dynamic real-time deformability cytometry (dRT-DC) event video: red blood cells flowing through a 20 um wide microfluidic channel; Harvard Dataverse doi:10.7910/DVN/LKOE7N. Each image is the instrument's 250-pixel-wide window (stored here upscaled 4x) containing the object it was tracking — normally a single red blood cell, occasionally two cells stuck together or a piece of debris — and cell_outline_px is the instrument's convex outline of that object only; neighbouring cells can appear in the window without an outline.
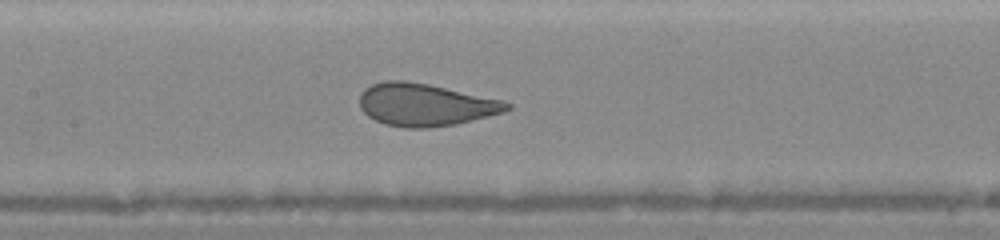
{"species": "human", "species_latin": "Homo sapiens", "temperature_condition": "warm", "stored_images_in_passage": 37, "camera_frame_rate_fps": 3000, "um_per_image_px": 0.085, "donor": {"sex": "female"}, "frame": {"image": 1, "passage_image": 34, "time_ms": 7.333, "image_size_px": [1000, 240], "cell_outline_px": [[512, 108], [504, 112], [456, 124], [424, 128], [404, 128], [384, 124], [368, 116], [360, 108], [360, 96], [364, 88], [372, 84], [384, 80], [404, 80], [428, 84], [504, 100], [512, 104]], "centroid_in_image_um": [36.15, 8.9], "position_along_channel_um": 171.3, "area_um2": 36.53}}
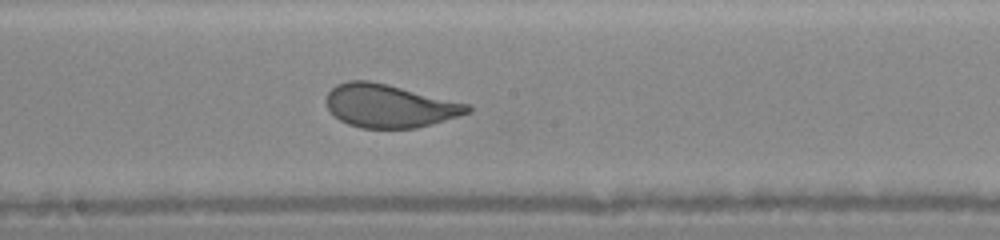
{"frame": {"image": 2, "passage_image": 37, "time_ms": 8.333, "image_size_px": [1000, 240], "cell_outline_px": [[472, 112], [432, 124], [416, 128], [360, 128], [348, 124], [340, 120], [328, 108], [328, 92], [336, 84], [348, 80], [368, 80], [388, 84], [468, 104], [472, 108]], "centroid_in_image_um": [33.12, 9.0], "position_along_channel_um": 215.1, "area_um2": 35.32}}